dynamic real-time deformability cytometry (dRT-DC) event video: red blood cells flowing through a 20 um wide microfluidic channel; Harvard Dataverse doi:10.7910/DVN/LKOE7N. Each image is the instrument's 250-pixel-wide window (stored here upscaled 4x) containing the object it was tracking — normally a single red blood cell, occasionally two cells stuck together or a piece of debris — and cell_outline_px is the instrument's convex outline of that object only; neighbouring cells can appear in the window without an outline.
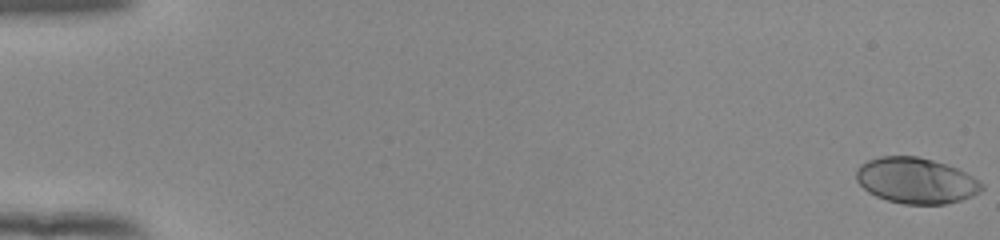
{"species": "human", "species_latin": "Homo sapiens", "temperature_condition": "room temperature", "stored_images_in_passage": 54, "camera_frame_rate_fps": 3000, "um_per_image_px": 0.085, "donor": {"sex": "female"}, "frame": {"image": 1, "passage_image": 1, "time_ms": 0.0, "image_size_px": [1000, 240], "cell_outline_px": [[984, 188], [980, 192], [972, 196], [960, 200], [944, 204], [904, 204], [888, 200], [876, 196], [868, 192], [856, 180], [856, 168], [860, 164], [868, 160], [880, 156], [916, 156], [932, 160], [956, 168], [972, 176], [984, 184]], "centroid_in_image_um": [77.84, 15.35], "position_along_channel_um": 7.2, "area_um2": 33.41}}
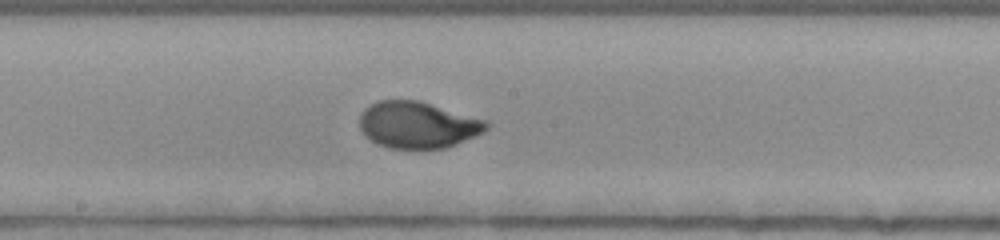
{"frame": {"image": 2, "passage_image": 31, "time_ms": 10.0, "image_size_px": [1000, 240], "cell_outline_px": [[492, 124], [484, 132], [476, 136], [456, 144], [444, 148], [388, 148], [376, 144], [360, 128], [360, 116], [364, 108], [376, 100], [416, 100], [488, 120]], "centroid_in_image_um": [35.53, 10.61], "position_along_channel_um": 212.7, "area_um2": 34.39}}
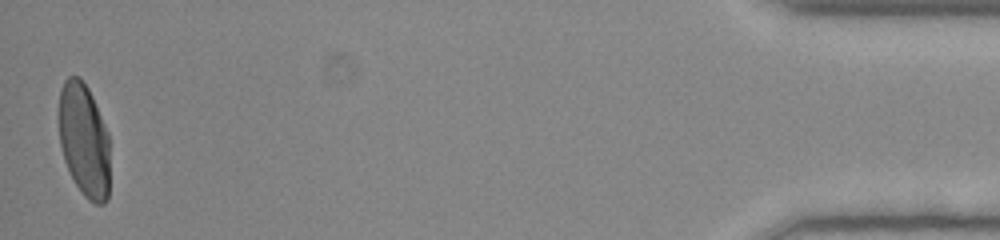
{"frame": {"image": 3, "passage_image": 54, "time_ms": 17.667, "image_size_px": [1000, 240], "cell_outline_px": [[108, 200], [104, 204], [96, 204], [88, 200], [84, 196], [76, 184], [64, 160], [60, 144], [60, 88], [64, 80], [68, 76], [80, 76], [88, 88], [92, 96], [108, 132]], "centroid_in_image_um": [7.15, 11.9], "position_along_channel_um": 428.1, "area_um2": 33.47}, "authors_computed_cell_mechanics": {"area_um2": 33.9864, "velocity_mm_per_s": 3.9064, "shape_relaxation_time_tau1_ms": 3.9243, "shape_relaxation_time_tau2_ms": null, "deformation_change_tau1": 0.1964, "deformation_change_tau2": null}}